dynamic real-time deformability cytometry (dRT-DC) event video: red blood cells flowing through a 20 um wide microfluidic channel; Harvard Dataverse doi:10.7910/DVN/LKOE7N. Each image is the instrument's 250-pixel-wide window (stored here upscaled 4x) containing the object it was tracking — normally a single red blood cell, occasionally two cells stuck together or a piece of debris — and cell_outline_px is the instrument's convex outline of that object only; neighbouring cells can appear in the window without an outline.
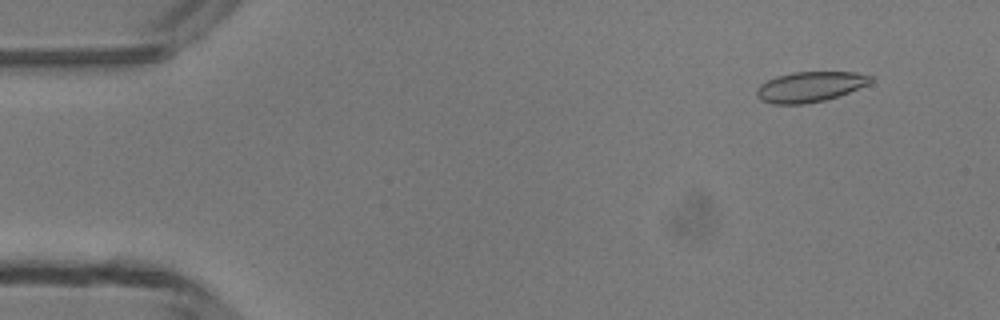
{"species": "common noctule bat (a hibernating species)", "species_latin": "Nyctalus noctula", "temperature_condition": "room temperature", "stored_images_in_passage": 47, "camera_frame_rate_fps": 3000, "um_per_image_px": 0.085, "animal": {"sex": "male", "body_mass_g": 13.3}, "frame": {"image": 1, "passage_image": 2, "time_ms": 0.333, "image_size_px": [1000, 320], "cell_outline_px": [[876, 76], [868, 84], [848, 92], [824, 100], [804, 104], [772, 104], [760, 100], [756, 96], [756, 88], [760, 84], [776, 76], [792, 72], [856, 72]], "centroid_in_image_um": [68.82, 7.37], "position_along_channel_um": 16.2, "area_um2": 20.17}}
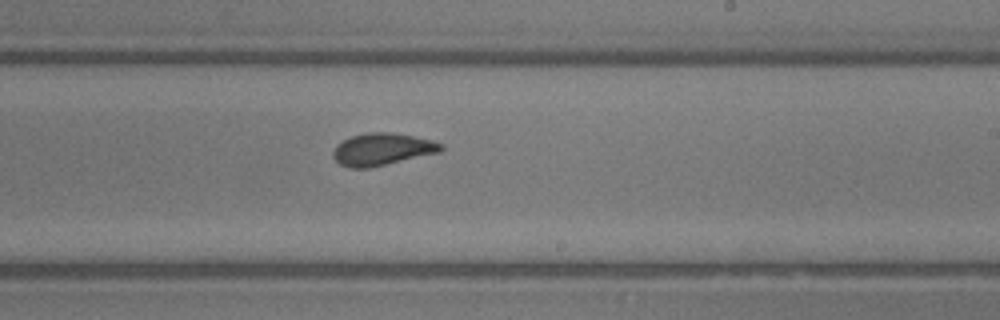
{"frame": {"image": 2, "passage_image": 27, "time_ms": 8.667, "image_size_px": [1000, 320], "cell_outline_px": [[444, 148], [440, 152], [368, 168], [348, 168], [340, 164], [332, 156], [332, 152], [336, 144], [352, 136], [368, 132], [388, 132], [412, 136], [432, 140], [444, 144]], "centroid_in_image_um": [32.47, 12.69], "position_along_channel_um": 256.5, "area_um2": 20.17}}
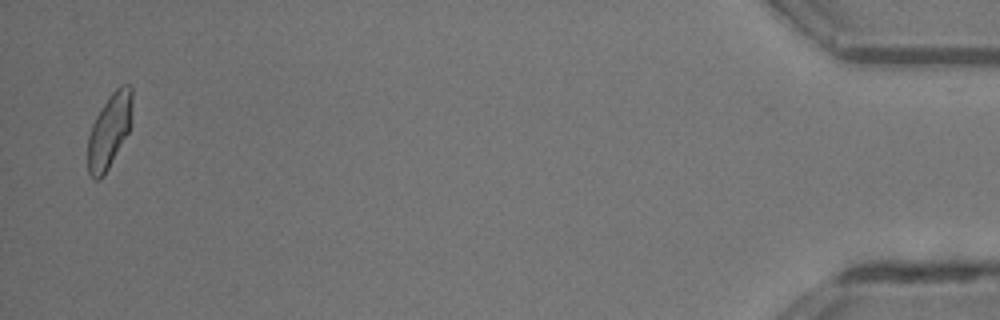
{"frame": {"image": 3, "passage_image": 46, "time_ms": 15.0, "image_size_px": [1000, 320], "cell_outline_px": [[132, 124], [128, 132], [104, 176], [96, 180], [88, 172], [88, 136], [92, 124], [96, 116], [108, 96], [120, 84], [132, 84]], "centroid_in_image_um": [9.32, 11.06], "position_along_channel_um": 425.9, "area_um2": 19.36}, "authors_computed_cell_mechanics": {"area_um2": 19.941, "velocity_mm_per_s": 4.1474, "shape_relaxation_time_tau1_ms": 4.9648, "shape_relaxation_time_tau2_ms": 0.9642, "deformation_change_tau1": 0.1325, "deformation_change_tau2": 0.0617}}